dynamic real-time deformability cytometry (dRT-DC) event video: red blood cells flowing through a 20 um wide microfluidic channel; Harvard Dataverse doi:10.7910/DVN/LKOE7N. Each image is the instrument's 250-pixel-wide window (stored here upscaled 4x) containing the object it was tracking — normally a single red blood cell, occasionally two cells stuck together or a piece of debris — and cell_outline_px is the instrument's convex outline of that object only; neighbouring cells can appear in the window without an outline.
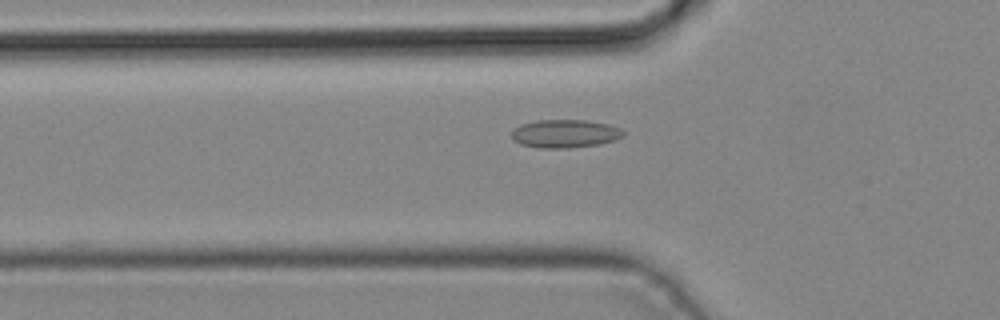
{"species": "common noctule bat (a hibernating species)", "species_latin": "Nyctalus noctula", "temperature_condition": "cold", "stored_images_in_passage": 37, "camera_frame_rate_fps": 3000, "um_per_image_px": 0.085, "animal": {"sex": "male", "body_mass_g": 19.2, "forearm_length_mm": 51.8}, "frame": {"image": 1, "passage_image": 8, "time_ms": 2.333, "image_size_px": [1000, 320], "cell_outline_px": [[624, 136], [616, 140], [600, 144], [568, 148], [540, 148], [520, 144], [512, 140], [512, 132], [520, 124], [536, 120], [584, 120], [608, 124], [620, 128], [624, 132]], "centroid_in_image_um": [48.03, 11.36], "position_along_channel_um": 77.8, "area_um2": 18.44}}
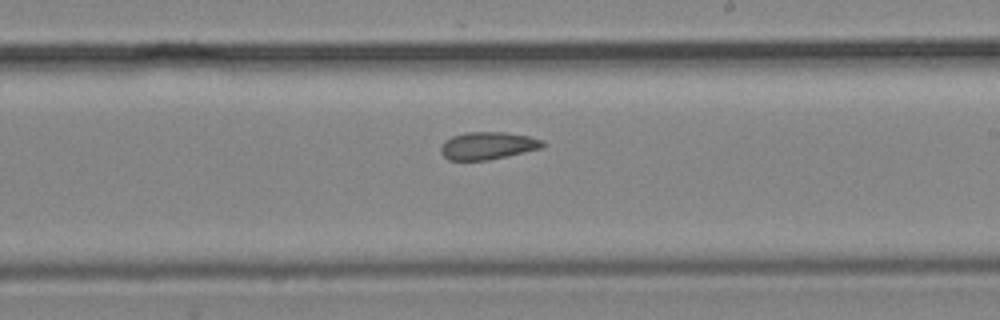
{"frame": {"image": 2, "passage_image": 19, "time_ms": 6.0, "image_size_px": [1000, 320], "cell_outline_px": [[544, 148], [488, 160], [448, 160], [440, 152], [440, 144], [444, 140], [452, 136], [464, 132], [504, 132], [528, 136], [544, 140]], "centroid_in_image_um": [41.44, 12.38], "position_along_channel_um": 247.6, "area_um2": 16.53}}
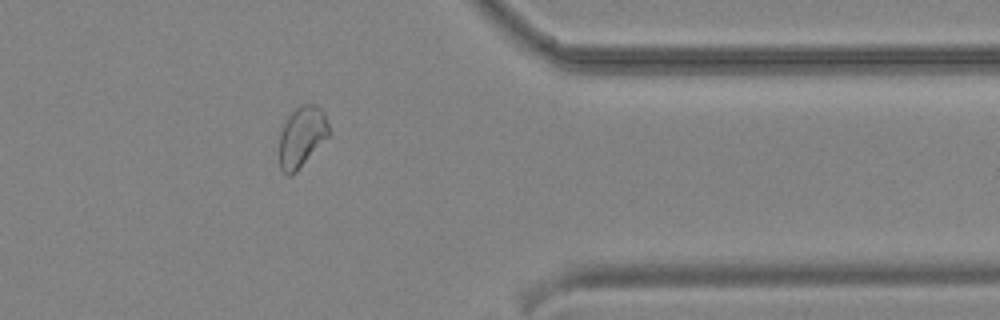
{"frame": {"image": 3, "passage_image": 29, "time_ms": 9.333, "image_size_px": [1000, 320], "cell_outline_px": [[332, 132], [296, 172], [288, 176], [280, 168], [280, 132], [288, 116], [300, 104], [316, 104], [324, 112]], "centroid_in_image_um": [25.68, 11.59], "position_along_channel_um": 385.7, "area_um2": 17.51}}